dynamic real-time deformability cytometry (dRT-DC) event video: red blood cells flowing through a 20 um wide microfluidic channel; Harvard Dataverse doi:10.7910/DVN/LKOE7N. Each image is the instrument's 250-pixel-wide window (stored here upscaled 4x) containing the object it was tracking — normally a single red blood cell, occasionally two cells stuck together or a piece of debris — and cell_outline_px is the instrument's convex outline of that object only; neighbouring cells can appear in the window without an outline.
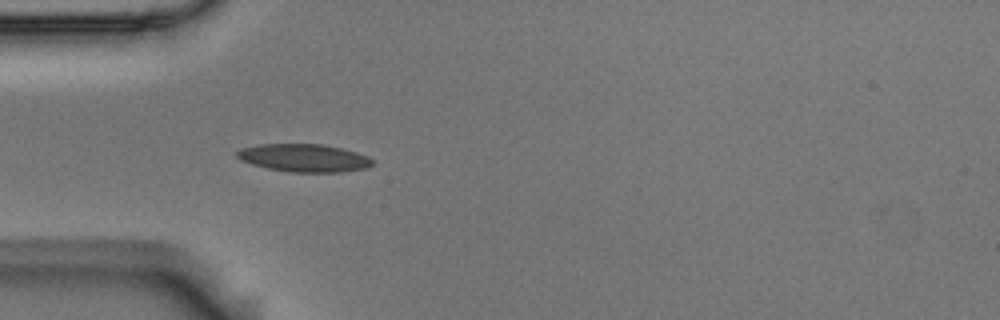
{"species": "Egyptian fruit bat (a non-hibernating species)", "species_latin": "Rousettus aegyptiacus", "temperature_condition": "room temperature", "stored_images_in_passage": 4, "camera_frame_rate_fps": 3000, "um_per_image_px": 0.085, "animal": {"sex": "male"}, "frame": {"image": 1, "passage_image": 4, "time_ms": 1.0, "image_size_px": [1000, 320], "cell_outline_px": [[376, 160], [368, 168], [340, 172], [288, 172], [268, 168], [252, 164], [240, 160], [236, 156], [236, 152], [240, 148], [260, 144], [320, 144], [340, 148], [356, 152], [368, 156]], "centroid_in_image_um": [25.85, 13.43], "position_along_channel_um": 59.2, "area_um2": 22.08}}